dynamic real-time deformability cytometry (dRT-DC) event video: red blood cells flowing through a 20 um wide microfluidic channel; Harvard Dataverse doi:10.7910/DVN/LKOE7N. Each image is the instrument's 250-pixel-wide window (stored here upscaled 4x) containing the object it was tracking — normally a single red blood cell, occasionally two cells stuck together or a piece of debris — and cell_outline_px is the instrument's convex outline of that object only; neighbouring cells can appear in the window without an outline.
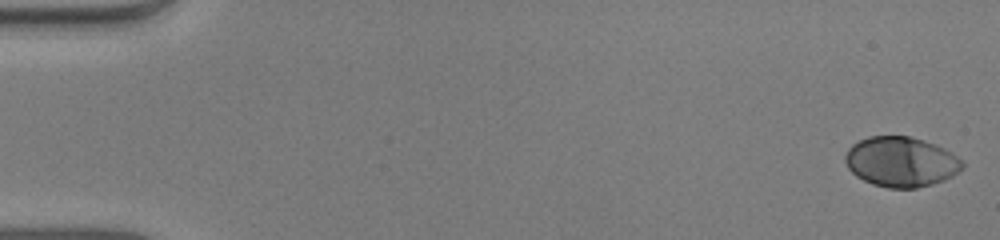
{"species": "human", "species_latin": "Homo sapiens", "temperature_condition": "warm", "stored_images_in_passage": 49, "camera_frame_rate_fps": 3000, "um_per_image_px": 0.085, "donor": {"sex": "male"}, "frame": {"image": 1, "passage_image": 1, "time_ms": 0.0, "image_size_px": [1000, 240], "cell_outline_px": [[964, 168], [952, 176], [944, 180], [932, 184], [916, 188], [888, 188], [872, 184], [856, 176], [848, 168], [844, 160], [844, 156], [848, 148], [852, 144], [868, 136], [908, 136], [924, 140], [936, 144], [952, 152], [964, 164]], "centroid_in_image_um": [76.58, 13.75], "position_along_channel_um": 8.4, "area_um2": 34.33}}
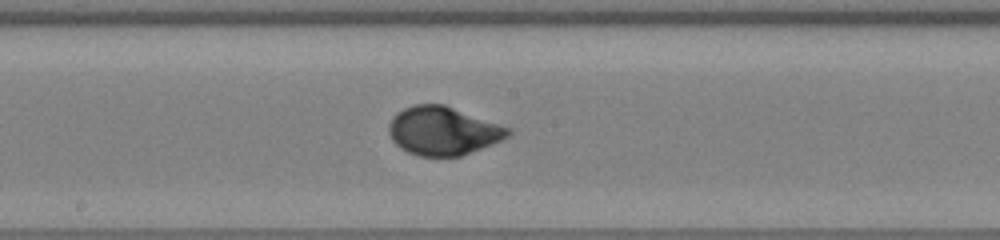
{"frame": {"image": 2, "passage_image": 28, "time_ms": 9.0, "image_size_px": [1000, 240], "cell_outline_px": [[512, 132], [504, 140], [460, 156], [420, 156], [408, 152], [400, 148], [392, 140], [388, 132], [388, 124], [396, 112], [404, 108], [416, 104], [444, 104], [512, 128]], "centroid_in_image_um": [37.67, 11.12], "position_along_channel_um": 210.5, "area_um2": 33.87}}
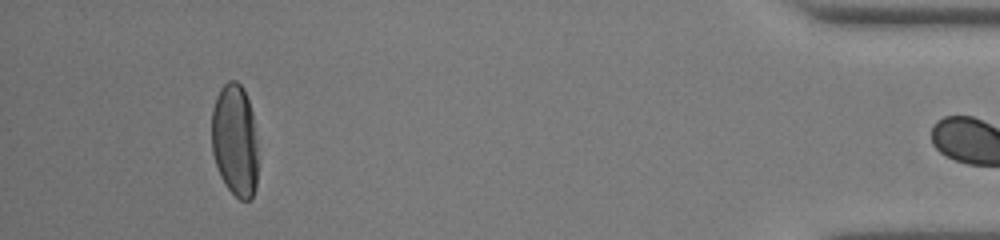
{"frame": {"image": 3, "passage_image": 48, "time_ms": 15.667, "image_size_px": [1000, 240], "cell_outline_px": [[256, 188], [252, 196], [248, 200], [240, 200], [224, 184], [220, 176], [212, 152], [212, 108], [216, 96], [220, 88], [228, 80], [236, 80], [244, 88], [252, 112], [256, 140]], "centroid_in_image_um": [19.94, 11.9], "position_along_channel_um": 415.3, "area_um2": 30.35}, "authors_computed_cell_mechanics": {"area_um2": 33.235, "velocity_mm_per_s": 4.0335, "shape_relaxation_time_tau1_ms": 3.2234, "shape_relaxation_time_tau2_ms": null, "deformation_change_tau1": 0.1886, "deformation_change_tau2": null}}